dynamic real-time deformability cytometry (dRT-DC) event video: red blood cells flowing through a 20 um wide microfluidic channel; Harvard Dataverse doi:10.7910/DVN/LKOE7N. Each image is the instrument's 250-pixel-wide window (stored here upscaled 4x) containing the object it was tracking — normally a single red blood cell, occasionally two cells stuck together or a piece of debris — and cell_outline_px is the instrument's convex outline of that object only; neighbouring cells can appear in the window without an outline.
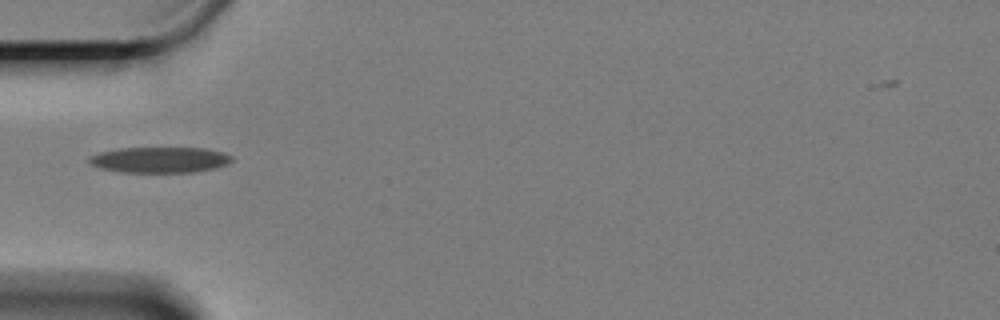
{"species": "Egyptian fruit bat (a non-hibernating species)", "species_latin": "Rousettus aegyptiacus", "temperature_condition": "cold", "stored_images_in_passage": 14, "camera_frame_rate_fps": 3000, "um_per_image_px": 0.085, "animal": {"sex": "female"}, "frame": {"image": 1, "passage_image": 1, "time_ms": 0.0, "image_size_px": [1000, 320], "cell_outline_px": [[232, 160], [228, 164], [216, 168], [192, 172], [120, 172], [100, 168], [92, 164], [88, 160], [92, 156], [100, 152], [120, 148], [204, 148], [220, 152], [232, 156]], "centroid_in_image_um": [13.6, 13.59], "position_along_channel_um": 71.4, "area_um2": 21.21}}
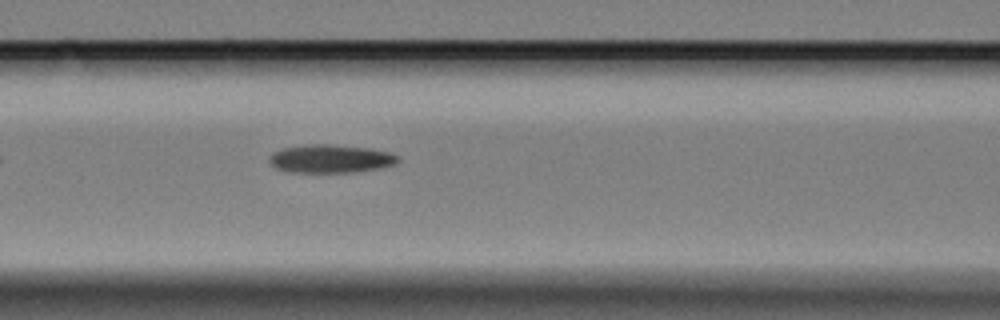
{"frame": {"image": 2, "passage_image": 7, "time_ms": 2.0, "image_size_px": [1000, 320], "cell_outline_px": [[400, 160], [396, 164], [384, 168], [356, 172], [288, 172], [276, 168], [268, 160], [268, 156], [272, 152], [284, 148], [312, 144], [328, 144], [368, 148], [388, 152], [400, 156]], "centroid_in_image_um": [28.13, 13.5], "position_along_channel_um": 138.5, "area_um2": 21.33}}